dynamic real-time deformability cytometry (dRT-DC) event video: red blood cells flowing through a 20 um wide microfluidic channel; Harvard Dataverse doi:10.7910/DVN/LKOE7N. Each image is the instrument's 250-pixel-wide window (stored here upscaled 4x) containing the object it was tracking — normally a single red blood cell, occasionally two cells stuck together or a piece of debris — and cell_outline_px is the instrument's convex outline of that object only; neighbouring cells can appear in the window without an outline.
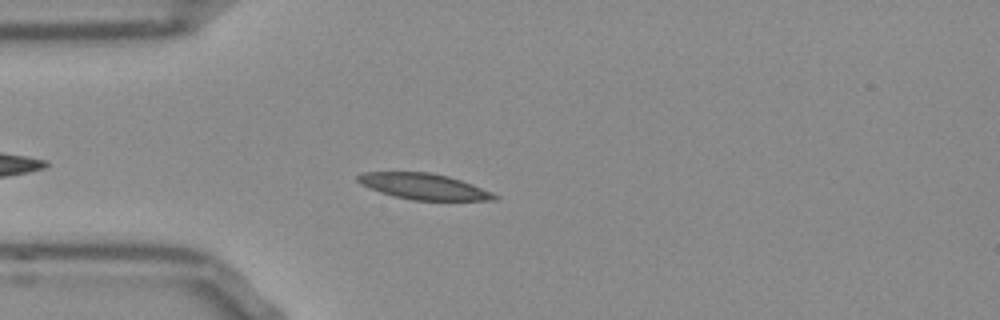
{"species": "Egyptian fruit bat (a non-hibernating species)", "species_latin": "Rousettus aegyptiacus", "temperature_condition": "room temperature", "stored_images_in_passage": 34, "camera_frame_rate_fps": 3000, "um_per_image_px": 0.085, "frame": {"image": 1, "passage_image": 6, "time_ms": 1.667, "image_size_px": [1000, 320], "cell_outline_px": [[500, 196], [496, 200], [412, 200], [392, 196], [368, 188], [360, 184], [356, 180], [356, 176], [364, 172], [428, 172], [448, 176], [472, 184], [492, 192]], "centroid_in_image_um": [35.99, 15.85], "position_along_channel_um": 49.0, "area_um2": 20.69}}
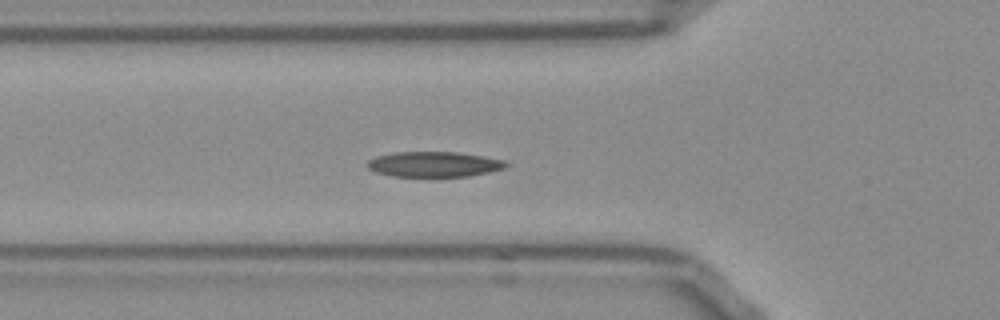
{"frame": {"image": 2, "passage_image": 10, "time_ms": 3.0, "image_size_px": [1000, 320], "cell_outline_px": [[508, 164], [504, 168], [488, 172], [468, 176], [392, 176], [376, 172], [368, 168], [368, 160], [376, 156], [396, 152], [456, 152], [484, 156], [504, 160]], "centroid_in_image_um": [36.89, 13.95], "position_along_channel_um": 88.9, "area_um2": 20.23}}
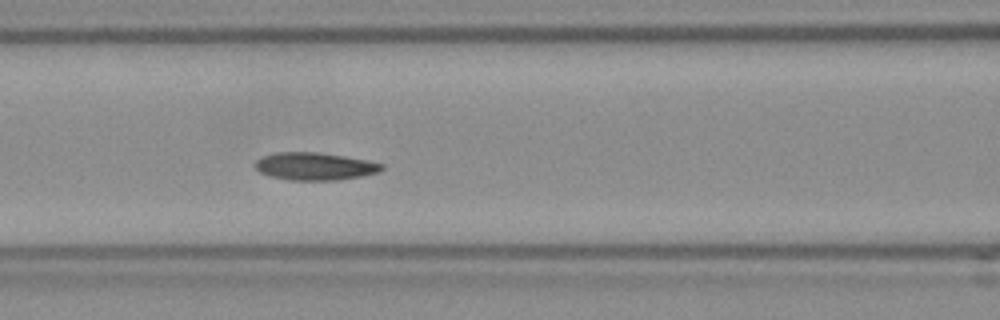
{"frame": {"image": 3, "passage_image": 14, "time_ms": 4.333, "image_size_px": [1000, 320], "cell_outline_px": [[384, 168], [380, 172], [340, 180], [288, 180], [268, 176], [260, 172], [256, 168], [256, 160], [264, 156], [276, 152], [316, 152], [344, 156], [368, 160], [384, 164]], "centroid_in_image_um": [26.78, 14.14], "position_along_channel_um": 139.8, "area_um2": 20.4}, "authors_computed_cell_mechanics": {"area_um2": 20.4901, "velocity_mm_per_s": 3.7683, "shape_relaxation_time_tau1_ms": 3.3008, "shape_relaxation_time_tau2_ms": 2.5279, "deformation_change_tau1": 0.1184, "deformation_change_tau2": 0.0826}}